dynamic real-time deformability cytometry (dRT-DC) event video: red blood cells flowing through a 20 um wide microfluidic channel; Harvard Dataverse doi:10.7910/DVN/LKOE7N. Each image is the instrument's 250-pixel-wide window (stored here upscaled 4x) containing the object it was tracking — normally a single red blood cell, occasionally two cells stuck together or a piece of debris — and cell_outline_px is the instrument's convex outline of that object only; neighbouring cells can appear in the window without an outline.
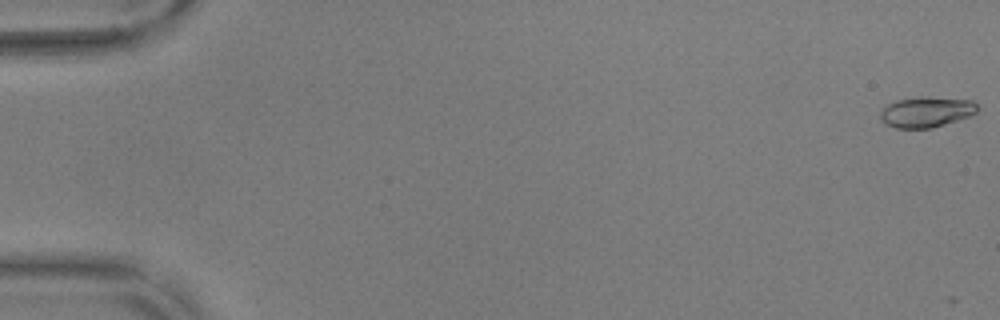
{"species": "common noctule bat (a hibernating species)", "species_latin": "Nyctalus noctula", "temperature_condition": "warm", "stored_images_in_passage": 52, "camera_frame_rate_fps": 3000, "um_per_image_px": 0.085, "animal": {"sex": "male", "body_mass_g": 17.9, "forearm_length_mm": 54.2}, "frame": {"image": 1, "passage_image": 1, "time_ms": 0.0, "image_size_px": [1000, 320], "cell_outline_px": [[980, 108], [972, 116], [932, 128], [896, 128], [884, 124], [880, 120], [880, 112], [888, 104], [896, 100], [924, 96], [928, 96], [972, 100]], "centroid_in_image_um": [78.76, 9.52], "position_along_channel_um": 6.2, "area_um2": 17.57}}
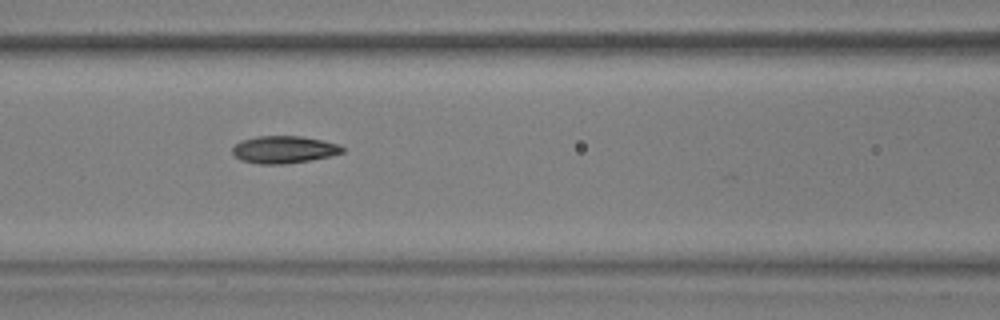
{"frame": {"image": 2, "passage_image": 25, "time_ms": 8.0, "image_size_px": [1000, 320], "cell_outline_px": [[344, 152], [332, 156], [284, 164], [260, 164], [240, 160], [232, 152], [232, 148], [240, 140], [256, 136], [300, 136], [324, 140], [340, 144], [344, 148]], "centroid_in_image_um": [24.15, 12.7], "position_along_channel_um": 142.5, "area_um2": 17.63}}
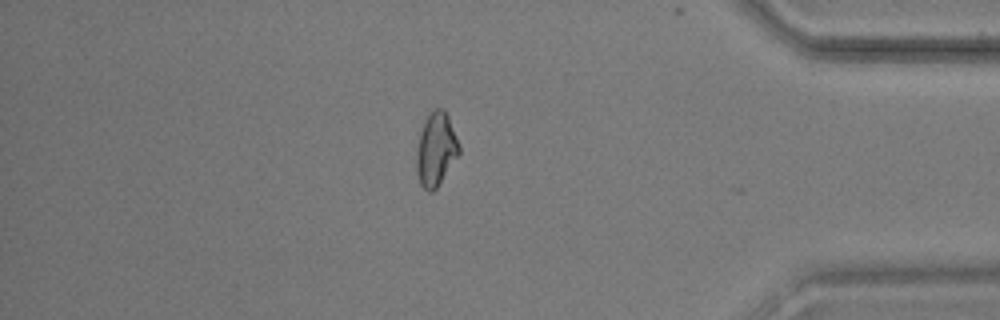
{"frame": {"image": 3, "passage_image": 48, "time_ms": 15.667, "image_size_px": [1000, 320], "cell_outline_px": [[460, 152], [436, 188], [432, 192], [428, 192], [420, 184], [416, 172], [416, 152], [420, 132], [424, 120], [432, 108], [444, 108], [448, 116], [460, 144]], "centroid_in_image_um": [37.04, 12.66], "position_along_channel_um": 398.2, "area_um2": 18.32}, "authors_computed_cell_mechanics": {"area_um2": 17.2244, "velocity_mm_per_s": 3.7229, "shape_relaxation_time_tau1_ms": 4.2734, "shape_relaxation_time_tau2_ms": 3.3241, "deformation_change_tau1": 0.1565, "deformation_change_tau2": 0.0972}}